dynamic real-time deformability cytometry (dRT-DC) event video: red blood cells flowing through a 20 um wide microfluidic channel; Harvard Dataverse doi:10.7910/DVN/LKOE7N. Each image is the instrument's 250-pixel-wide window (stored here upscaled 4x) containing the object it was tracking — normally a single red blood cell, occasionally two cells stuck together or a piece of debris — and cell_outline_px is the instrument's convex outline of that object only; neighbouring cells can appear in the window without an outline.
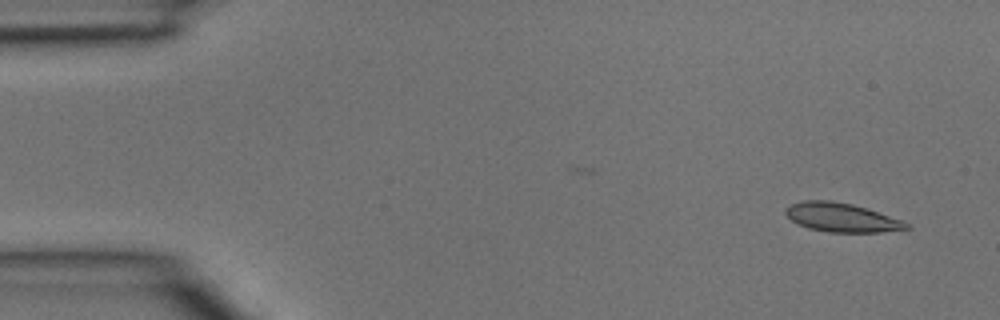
{"species": "common noctule bat (a hibernating species)", "species_latin": "Nyctalus noctula", "temperature_condition": "room temperature", "stored_images_in_passage": 2, "camera_frame_rate_fps": 3000, "um_per_image_px": 0.085, "animal": {"sex": "male", "body_mass_g": 15.6}, "frame": {"image": 1, "passage_image": 2, "time_ms": 0.333, "image_size_px": [1000, 320], "cell_outline_px": [[912, 228], [880, 232], [828, 232], [808, 228], [792, 220], [784, 212], [784, 208], [792, 204], [804, 200], [832, 200], [852, 204], [868, 208], [904, 220], [912, 224]], "centroid_in_image_um": [71.6, 18.48], "position_along_channel_um": 13.4, "area_um2": 20.58}}